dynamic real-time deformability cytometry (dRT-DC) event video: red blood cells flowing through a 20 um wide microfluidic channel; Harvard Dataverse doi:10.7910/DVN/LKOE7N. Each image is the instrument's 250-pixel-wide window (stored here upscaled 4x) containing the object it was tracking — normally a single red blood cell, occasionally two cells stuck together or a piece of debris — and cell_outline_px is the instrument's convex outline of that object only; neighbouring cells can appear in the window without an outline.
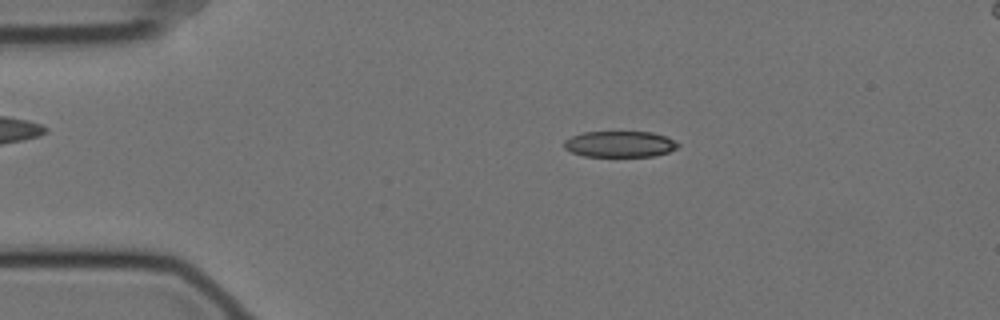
{"species": "Egyptian fruit bat (a non-hibernating species)", "species_latin": "Rousettus aegyptiacus", "temperature_condition": "cold", "stored_images_in_passage": 56, "camera_frame_rate_fps": 3000, "um_per_image_px": 0.085, "animal": {"sex": "female"}, "frame": {"image": 1, "passage_image": 10, "time_ms": 3.0, "image_size_px": [1000, 320], "cell_outline_px": [[680, 144], [676, 148], [668, 152], [656, 156], [584, 156], [572, 152], [564, 148], [564, 140], [572, 136], [584, 132], [652, 132], [664, 136]], "centroid_in_image_um": [52.67, 12.25], "position_along_channel_um": 32.3, "area_um2": 17.17}}
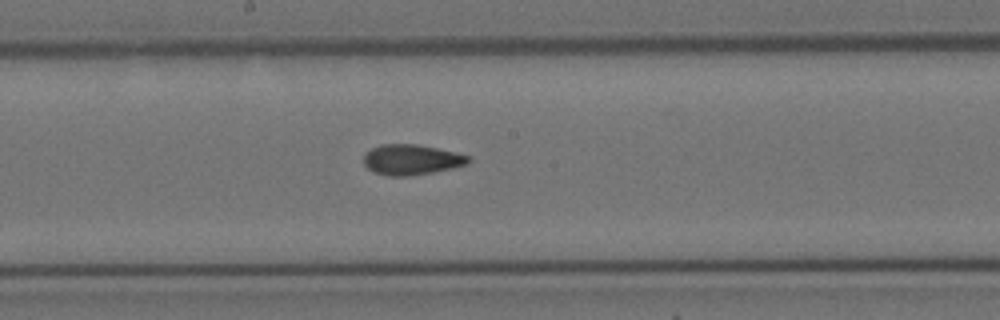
{"frame": {"image": 2, "passage_image": 29, "time_ms": 9.333, "image_size_px": [1000, 320], "cell_outline_px": [[472, 160], [468, 164], [452, 168], [432, 172], [408, 176], [388, 176], [372, 172], [364, 164], [364, 152], [380, 144], [416, 144], [456, 152], [468, 156]], "centroid_in_image_um": [34.95, 13.57], "position_along_channel_um": 213.2, "area_um2": 18.61}}
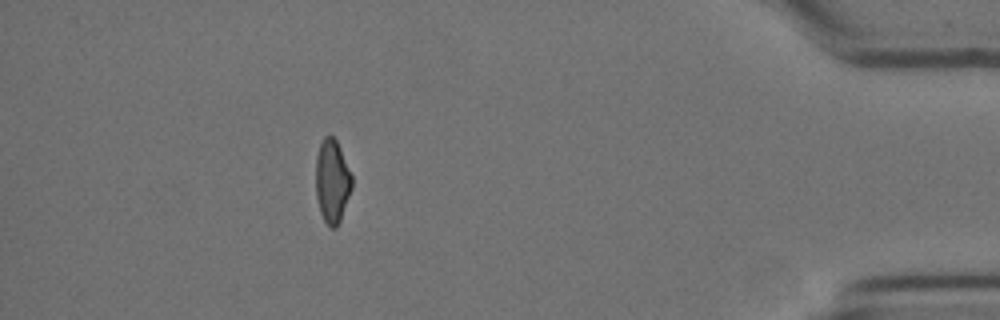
{"frame": {"image": 3, "passage_image": 50, "time_ms": 16.333, "image_size_px": [1000, 320], "cell_outline_px": [[352, 188], [340, 220], [336, 228], [328, 228], [320, 212], [316, 196], [316, 156], [320, 144], [324, 136], [328, 132], [336, 140], [340, 148], [352, 176]], "centroid_in_image_um": [28.22, 15.4], "position_along_channel_um": 407.0, "area_um2": 17.63}, "authors_computed_cell_mechanics": {"area_um2": 18.3515, "velocity_mm_per_s": 3.5304, "shape_relaxation_time_tau1_ms": null, "shape_relaxation_time_tau2_ms": 2.7078, "deformation_change_tau1": null, "deformation_change_tau2": 0.084}}